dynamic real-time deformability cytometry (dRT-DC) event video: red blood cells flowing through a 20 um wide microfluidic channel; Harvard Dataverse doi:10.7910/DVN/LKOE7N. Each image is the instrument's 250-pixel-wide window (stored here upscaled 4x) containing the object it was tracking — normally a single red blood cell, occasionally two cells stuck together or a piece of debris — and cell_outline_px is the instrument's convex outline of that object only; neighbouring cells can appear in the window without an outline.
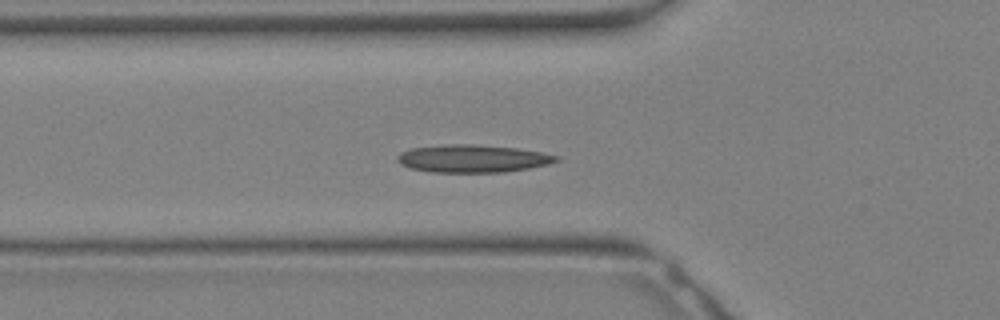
{"species": "Egyptian fruit bat (a non-hibernating species)", "species_latin": "Rousettus aegyptiacus", "temperature_condition": "warm", "stored_images_in_passage": 25, "camera_frame_rate_fps": 3000, "um_per_image_px": 0.085, "animal": {"sex": "female"}, "frame": {"image": 1, "passage_image": 3, "time_ms": 0.667, "image_size_px": [1000, 320], "cell_outline_px": [[560, 160], [548, 164], [528, 168], [504, 172], [432, 172], [412, 168], [400, 164], [396, 160], [396, 156], [400, 152], [412, 148], [444, 144], [472, 144], [516, 148], [540, 152], [560, 156]], "centroid_in_image_um": [40.16, 13.47], "position_along_channel_um": 85.6, "area_um2": 25.61}}
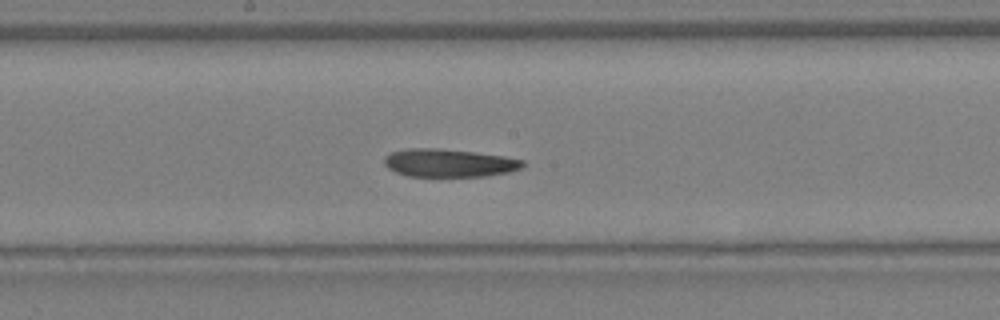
{"frame": {"image": 2, "passage_image": 9, "time_ms": 2.667, "image_size_px": [1000, 320], "cell_outline_px": [[524, 168], [508, 172], [484, 176], [408, 176], [396, 172], [388, 168], [384, 164], [384, 156], [388, 152], [408, 148], [436, 148], [472, 152], [504, 156], [524, 160]], "centroid_in_image_um": [38.14, 13.84], "position_along_channel_um": 210.1, "area_um2": 22.66}}
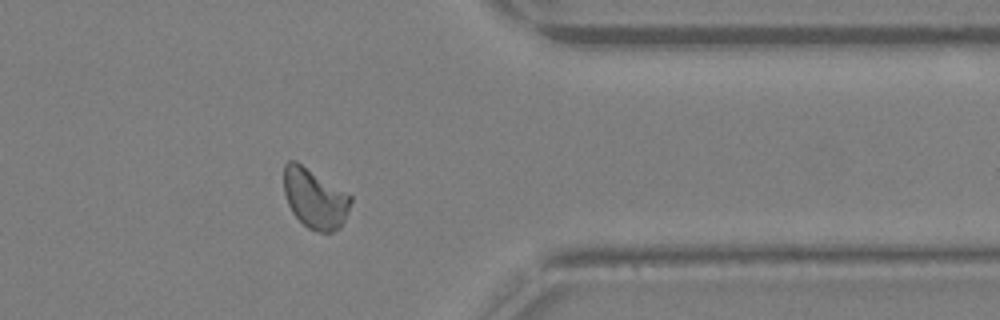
{"frame": {"image": 3, "passage_image": 18, "time_ms": 5.667, "image_size_px": [1000, 320], "cell_outline_px": [[352, 200], [348, 212], [340, 228], [332, 232], [320, 232], [308, 228], [292, 212], [288, 204], [284, 192], [284, 164], [288, 160], [296, 160], [352, 196]], "centroid_in_image_um": [26.75, 16.86], "position_along_channel_um": 384.6, "area_um2": 23.24}}